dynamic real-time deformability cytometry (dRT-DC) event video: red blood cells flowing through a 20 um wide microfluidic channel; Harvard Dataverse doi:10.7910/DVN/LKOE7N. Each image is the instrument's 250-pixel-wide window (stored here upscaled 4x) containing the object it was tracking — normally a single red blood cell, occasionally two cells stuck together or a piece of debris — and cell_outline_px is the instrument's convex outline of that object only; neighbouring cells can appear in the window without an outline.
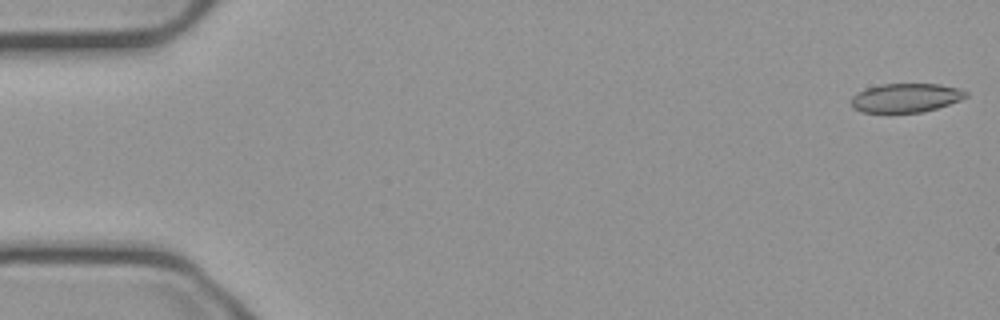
{"species": "common noctule bat (a hibernating species)", "species_latin": "Nyctalus noctula", "temperature_condition": "cold", "stored_images_in_passage": 54, "camera_frame_rate_fps": 3000, "um_per_image_px": 0.085, "animal": {"sex": "male", "body_mass_g": 23.1, "forearm_length_mm": 52.7}, "frame": {"image": 1, "passage_image": 1, "time_ms": 0.0, "image_size_px": [1000, 320], "cell_outline_px": [[968, 96], [960, 100], [924, 112], [860, 112], [852, 108], [852, 96], [868, 88], [880, 84], [940, 84], [960, 88], [968, 92]], "centroid_in_image_um": [77.02, 8.31], "position_along_channel_um": 8.0, "area_um2": 19.25}}
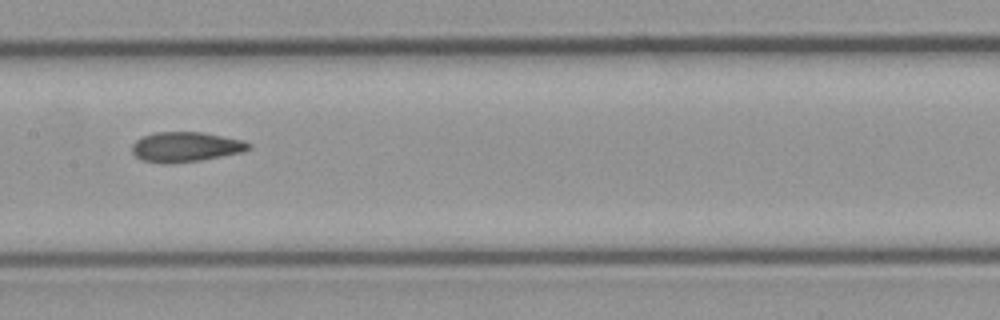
{"frame": {"image": 2, "passage_image": 27, "time_ms": 8.667, "image_size_px": [1000, 320], "cell_outline_px": [[252, 148], [244, 152], [200, 160], [168, 164], [144, 160], [136, 156], [132, 152], [132, 144], [136, 140], [144, 136], [156, 132], [204, 132], [244, 140], [252, 144]], "centroid_in_image_um": [15.84, 12.48], "position_along_channel_um": 191.6, "area_um2": 20.4}}
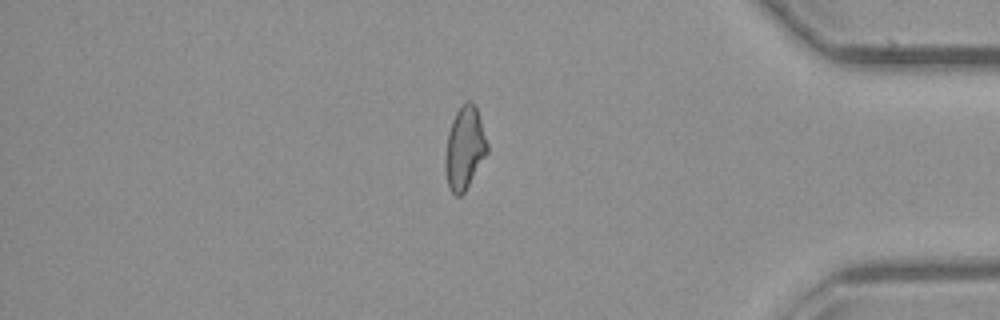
{"frame": {"image": 3, "passage_image": 46, "time_ms": 15.0, "image_size_px": [1000, 320], "cell_outline_px": [[488, 152], [464, 192], [460, 196], [456, 196], [448, 188], [444, 168], [444, 156], [448, 132], [452, 120], [456, 112], [468, 100], [472, 100], [476, 104], [488, 144]], "centroid_in_image_um": [39.48, 12.58], "position_along_channel_um": 395.7, "area_um2": 20.4}, "authors_computed_cell_mechanics": {"area_um2": 20.4034, "velocity_mm_per_s": 3.7408, "shape_relaxation_time_tau1_ms": null, "shape_relaxation_time_tau2_ms": 3.1015, "deformation_change_tau1": null, "deformation_change_tau2": 0.0921}}